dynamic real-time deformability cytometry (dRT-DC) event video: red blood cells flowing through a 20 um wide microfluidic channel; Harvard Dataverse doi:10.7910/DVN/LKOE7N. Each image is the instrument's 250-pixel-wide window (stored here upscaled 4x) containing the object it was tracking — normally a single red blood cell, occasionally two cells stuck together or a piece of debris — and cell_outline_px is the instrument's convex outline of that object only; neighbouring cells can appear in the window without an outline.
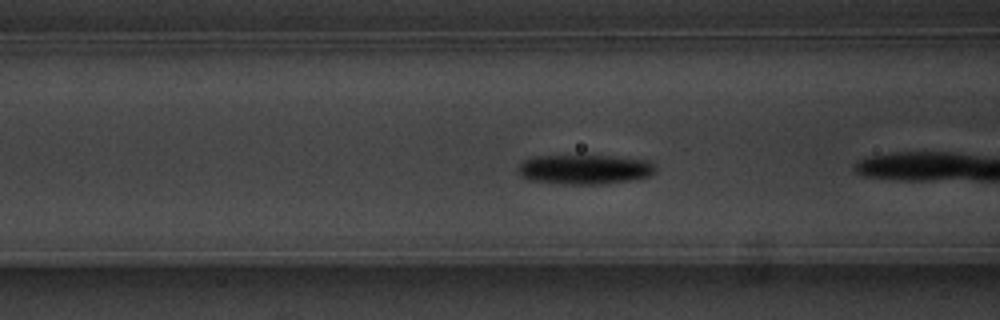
{"species": "common noctule bat (a hibernating species)", "species_latin": "Nyctalus noctula", "temperature_condition": "warm", "stored_images_in_passage": 29, "camera_frame_rate_fps": 3000, "um_per_image_px": 0.085, "animal": {"sex": "male", "body_mass_g": 20.1, "forearm_length_mm": 53.5}, "frame": {"image": 1, "passage_image": 4, "time_ms": 1.0, "image_size_px": [1000, 320], "cell_outline_px": [[656, 168], [648, 176], [628, 180], [600, 184], [564, 184], [528, 180], [520, 176], [516, 168], [524, 160], [532, 156], [612, 156], [648, 160]], "centroid_in_image_um": [49.61, 14.39], "position_along_channel_um": 117.0, "area_um2": 23.58}}
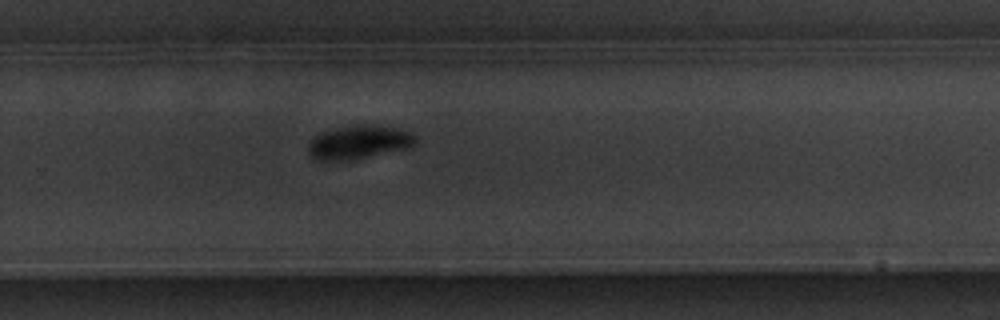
{"frame": {"image": 2, "passage_image": 18, "time_ms": 5.667, "image_size_px": [1000, 320], "cell_outline_px": [[416, 144], [412, 148], [352, 160], [320, 160], [312, 156], [308, 152], [308, 144], [316, 136], [332, 128], [364, 124], [380, 124], [400, 128], [412, 132], [416, 136]], "centroid_in_image_um": [30.61, 12.07], "position_along_channel_um": 299.2, "area_um2": 21.39}}
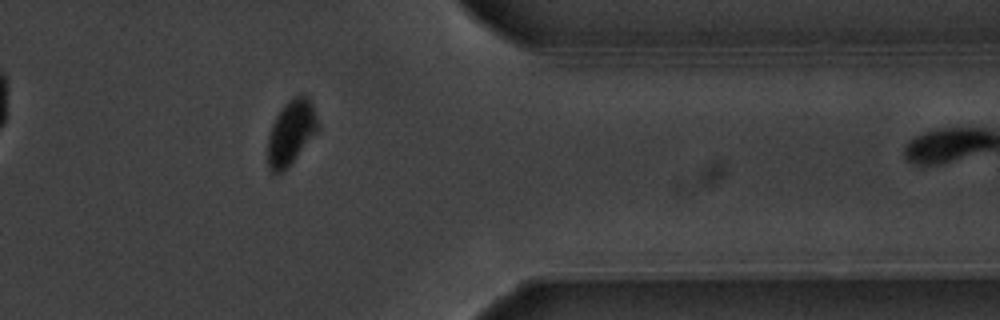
{"frame": {"image": 3, "passage_image": 26, "time_ms": 8.333, "image_size_px": [1000, 320], "cell_outline_px": [[320, 128], [288, 168], [284, 172], [276, 176], [268, 168], [268, 136], [272, 124], [276, 116], [284, 104], [288, 100], [296, 96], [308, 96], [312, 104], [320, 124]], "centroid_in_image_um": [24.74, 11.3], "position_along_channel_um": 386.7, "area_um2": 19.13}, "authors_computed_cell_mechanics": {"area_um2": 22.3686, "velocity_mm_per_s": 3.7144, "shape_relaxation_time_tau1_ms": 4.4108, "shape_relaxation_time_tau2_ms": null, "deformation_change_tau1": 0.2201, "deformation_change_tau2": null}}